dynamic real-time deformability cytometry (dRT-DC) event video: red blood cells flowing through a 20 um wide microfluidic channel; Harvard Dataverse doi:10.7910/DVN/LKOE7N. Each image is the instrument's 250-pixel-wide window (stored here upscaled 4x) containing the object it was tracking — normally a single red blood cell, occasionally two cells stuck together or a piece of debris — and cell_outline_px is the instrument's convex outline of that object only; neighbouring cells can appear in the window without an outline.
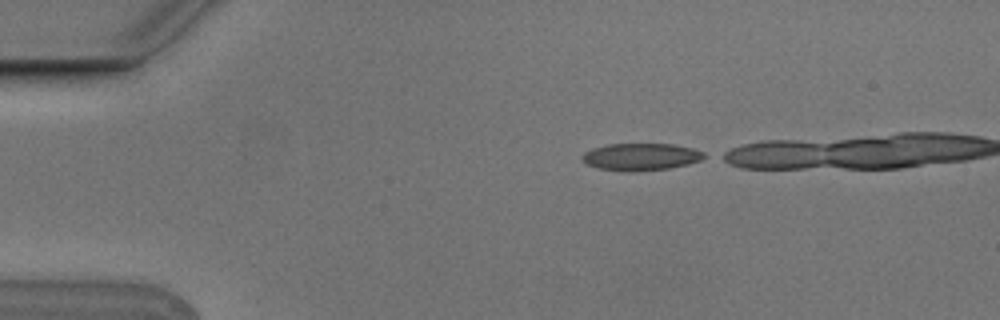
{"species": "Egyptian fruit bat (a non-hibernating species)", "species_latin": "Rousettus aegyptiacus", "temperature_condition": "cold", "stored_images_in_passage": 6, "camera_frame_rate_fps": 3000, "um_per_image_px": 0.085, "animal": {"sex": "male"}, "frame": {"image": 1, "passage_image": 1, "time_ms": 0.0, "image_size_px": [1000, 320], "cell_outline_px": [[708, 156], [700, 160], [688, 164], [668, 168], [628, 172], [596, 168], [588, 164], [580, 156], [584, 152], [592, 148], [608, 144], [672, 144], [692, 148], [704, 152]], "centroid_in_image_um": [54.47, 13.32], "position_along_channel_um": 30.5, "area_um2": 19.31}}
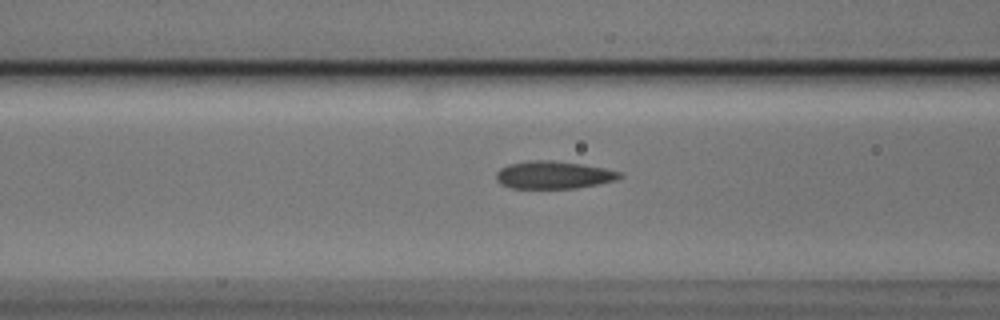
{"frame": {"image": 2, "passage_image": 5, "time_ms": 1.333, "image_size_px": [1000, 320], "cell_outline_px": [[624, 176], [616, 180], [576, 188], [512, 188], [500, 184], [496, 180], [496, 172], [500, 168], [508, 164], [532, 160], [552, 160], [580, 164], [604, 168], [620, 172]], "centroid_in_image_um": [47.02, 14.87], "position_along_channel_um": 119.6, "area_um2": 19.83}}